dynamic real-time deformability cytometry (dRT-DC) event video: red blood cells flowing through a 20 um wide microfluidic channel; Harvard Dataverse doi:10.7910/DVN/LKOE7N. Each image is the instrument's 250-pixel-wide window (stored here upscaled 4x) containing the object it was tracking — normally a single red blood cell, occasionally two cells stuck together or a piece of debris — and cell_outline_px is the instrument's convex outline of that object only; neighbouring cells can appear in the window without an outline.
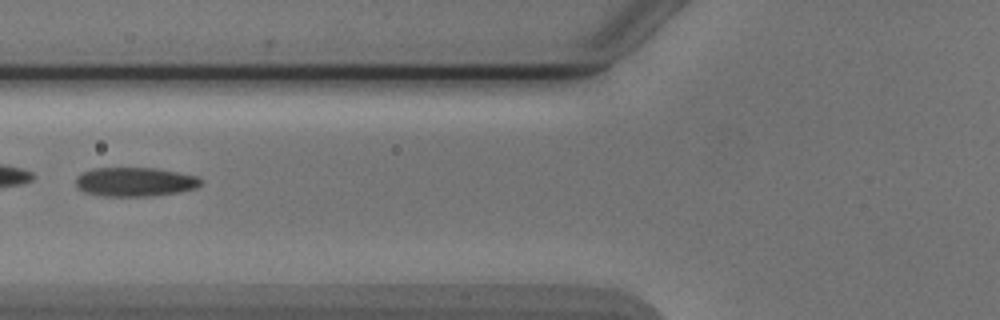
{"species": "Egyptian fruit bat (a non-hibernating species)", "species_latin": "Rousettus aegyptiacus", "temperature_condition": "cold", "stored_images_in_passage": 6, "camera_frame_rate_fps": 3000, "um_per_image_px": 0.085, "animal": {"sex": "male"}, "frame": {"image": 1, "passage_image": 6, "time_ms": 6.0, "image_size_px": [1000, 320], "cell_outline_px": [[204, 180], [196, 188], [180, 192], [152, 196], [100, 196], [84, 192], [76, 184], [76, 176], [84, 172], [96, 168], [156, 168], [200, 176]], "centroid_in_image_um": [11.52, 15.46], "position_along_channel_um": 114.3, "area_um2": 21.33}}